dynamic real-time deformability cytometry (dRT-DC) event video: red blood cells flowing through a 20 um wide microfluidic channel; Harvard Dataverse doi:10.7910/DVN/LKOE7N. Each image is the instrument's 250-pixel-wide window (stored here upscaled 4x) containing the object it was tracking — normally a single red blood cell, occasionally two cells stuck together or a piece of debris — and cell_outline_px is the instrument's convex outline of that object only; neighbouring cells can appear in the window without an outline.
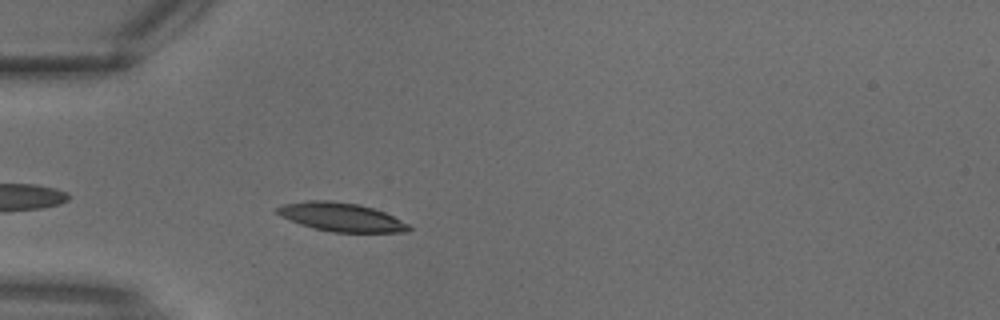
{"species": "common noctule bat (a hibernating species)", "species_latin": "Nyctalus noctula", "temperature_condition": "warm", "stored_images_in_passage": 27, "camera_frame_rate_fps": 3000, "um_per_image_px": 0.085, "animal": {"sex": "male", "body_mass_g": 18.8}, "frame": {"image": 1, "passage_image": 7, "time_ms": 2.0, "image_size_px": [1000, 320], "cell_outline_px": [[412, 228], [408, 232], [332, 232], [312, 228], [300, 224], [280, 216], [272, 212], [276, 208], [284, 204], [308, 200], [332, 200], [360, 204], [384, 212], [408, 224]], "centroid_in_image_um": [28.95, 18.44], "position_along_channel_um": 56.0, "area_um2": 22.08}}
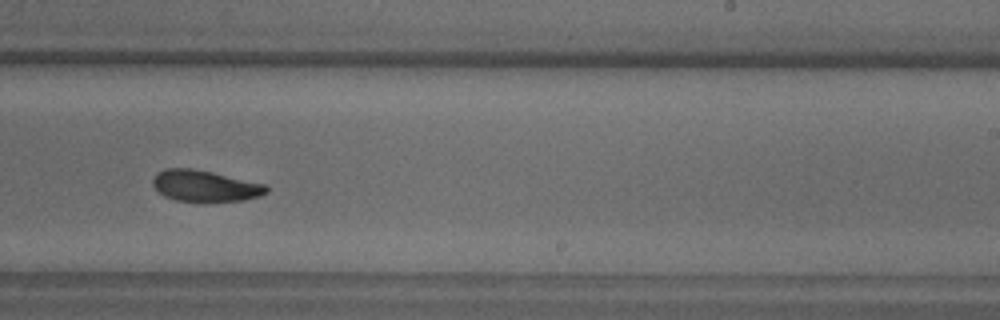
{"frame": {"image": 2, "passage_image": 17, "time_ms": 5.333, "image_size_px": [1000, 320], "cell_outline_px": [[268, 192], [260, 196], [244, 200], [208, 204], [176, 200], [164, 196], [152, 184], [152, 180], [156, 172], [164, 168], [192, 168], [212, 172], [268, 184]], "centroid_in_image_um": [17.45, 15.83], "position_along_channel_um": 271.5, "area_um2": 21.5}}
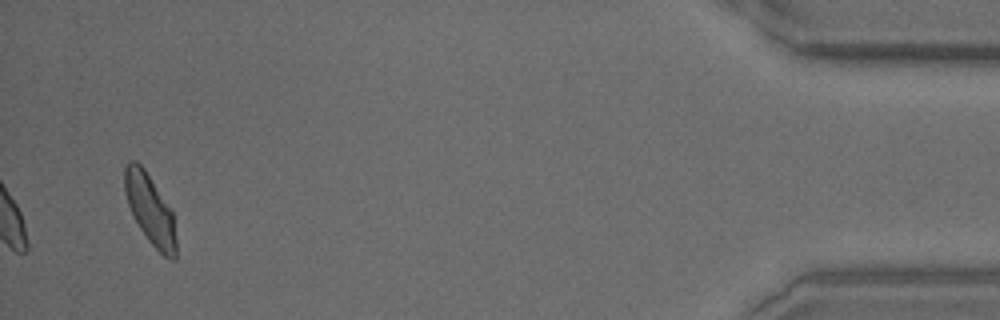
{"frame": {"image": 3, "passage_image": 27, "time_ms": 8.667, "image_size_px": [1000, 320], "cell_outline_px": [[176, 260], [172, 260], [164, 256], [148, 240], [140, 228], [128, 204], [124, 192], [124, 168], [128, 160], [136, 160], [144, 168], [172, 212], [176, 240]], "centroid_in_image_um": [12.74, 17.79], "position_along_channel_um": 422.5, "area_um2": 20.63}}